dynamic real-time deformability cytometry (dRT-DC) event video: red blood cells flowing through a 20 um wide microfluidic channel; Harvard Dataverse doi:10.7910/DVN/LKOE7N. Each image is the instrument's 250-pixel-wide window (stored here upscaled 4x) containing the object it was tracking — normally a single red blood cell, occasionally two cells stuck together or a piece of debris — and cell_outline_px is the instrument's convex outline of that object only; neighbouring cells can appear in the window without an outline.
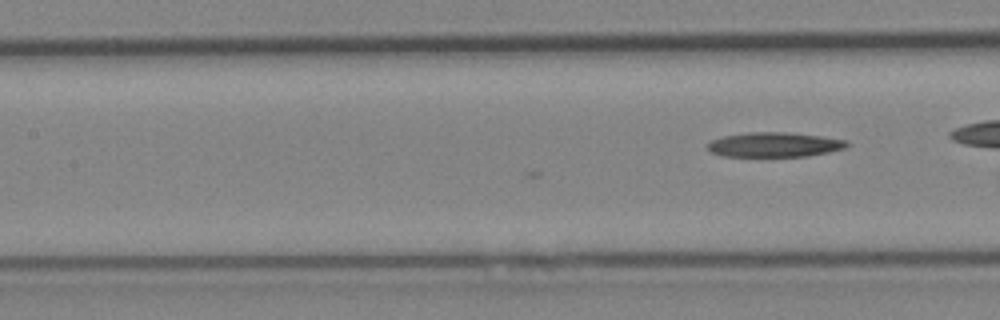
{"species": "Egyptian fruit bat (a non-hibernating species)", "species_latin": "Rousettus aegyptiacus", "temperature_condition": "cold", "stored_images_in_passage": 5, "camera_frame_rate_fps": 3000, "um_per_image_px": 0.085, "animal": {"sex": "female"}, "frame": {"image": 1, "passage_image": 5, "time_ms": 1.333, "image_size_px": [1000, 320], "cell_outline_px": [[852, 144], [844, 148], [828, 152], [808, 156], [724, 156], [712, 152], [708, 148], [708, 144], [712, 140], [724, 136], [748, 132], [788, 132], [820, 136], [848, 140]], "centroid_in_image_um": [65.88, 12.29], "position_along_channel_um": 141.5, "area_um2": 19.94}}